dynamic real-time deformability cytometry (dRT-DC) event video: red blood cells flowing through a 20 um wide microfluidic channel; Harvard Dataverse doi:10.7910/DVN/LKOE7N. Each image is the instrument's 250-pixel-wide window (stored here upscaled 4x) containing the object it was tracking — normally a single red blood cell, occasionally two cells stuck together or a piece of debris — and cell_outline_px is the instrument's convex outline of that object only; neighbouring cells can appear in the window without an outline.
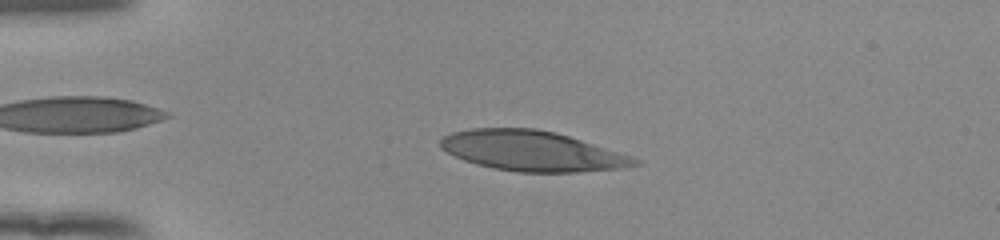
{"species": "human", "species_latin": "Homo sapiens", "temperature_condition": "room temperature", "stored_images_in_passage": 50, "camera_frame_rate_fps": 3000, "um_per_image_px": 0.085, "donor": {"sex": "female"}, "frame": {"image": 1, "passage_image": 11, "time_ms": 3.333, "image_size_px": [1000, 240], "cell_outline_px": [[640, 164], [624, 168], [576, 172], [516, 172], [492, 168], [476, 164], [464, 160], [440, 148], [440, 140], [444, 136], [452, 132], [468, 128], [536, 128], [556, 132], [640, 160]], "centroid_in_image_um": [45.16, 12.83], "position_along_channel_um": 39.8, "area_um2": 45.08}}
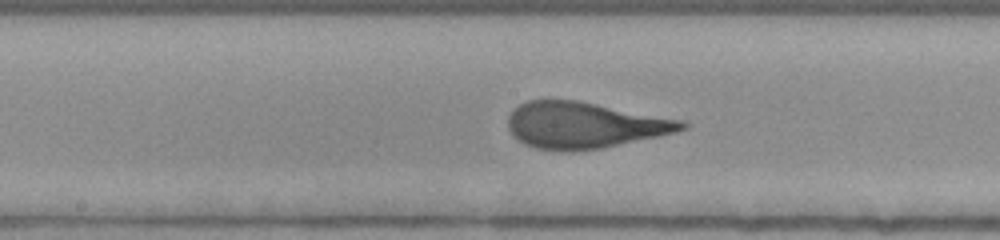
{"frame": {"image": 2, "passage_image": 26, "time_ms": 8.333, "image_size_px": [1000, 240], "cell_outline_px": [[688, 128], [676, 132], [600, 148], [536, 148], [524, 144], [516, 140], [508, 128], [508, 116], [520, 104], [528, 100], [576, 100], [684, 120], [688, 124]], "centroid_in_image_um": [49.68, 10.6], "position_along_channel_um": 198.5, "area_um2": 45.72}}
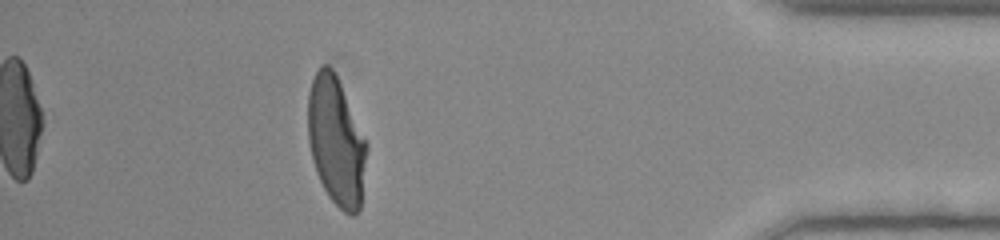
{"frame": {"image": 3, "passage_image": 45, "time_ms": 14.667, "image_size_px": [1000, 240], "cell_outline_px": [[368, 148], [360, 208], [352, 216], [344, 212], [328, 196], [316, 172], [312, 160], [308, 140], [308, 92], [312, 80], [320, 64], [328, 64], [336, 72], [368, 144]], "centroid_in_image_um": [28.57, 11.96], "position_along_channel_um": 406.6, "area_um2": 44.33}, "authors_computed_cell_mechanics": {"area_um2": 45.9221, "velocity_mm_per_s": 3.9533, "shape_relaxation_time_tau1_ms": 5.6454, "shape_relaxation_time_tau2_ms": null, "deformation_change_tau1": 0.2494, "deformation_change_tau2": null}}